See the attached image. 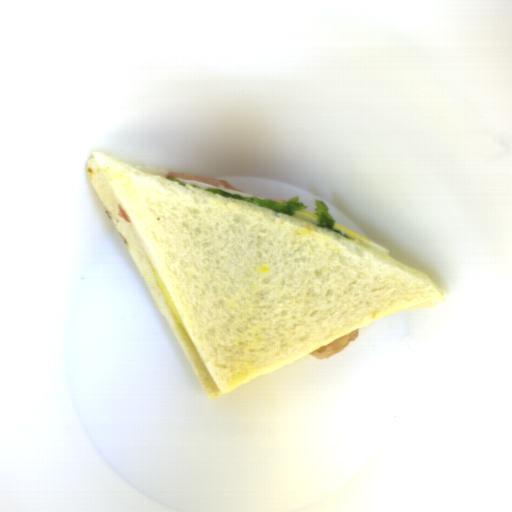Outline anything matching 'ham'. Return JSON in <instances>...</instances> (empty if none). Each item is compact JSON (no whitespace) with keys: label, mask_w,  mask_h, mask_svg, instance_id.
<instances>
[{"label":"ham","mask_w":512,"mask_h":512,"mask_svg":"<svg viewBox=\"0 0 512 512\" xmlns=\"http://www.w3.org/2000/svg\"><path fill=\"white\" fill-rule=\"evenodd\" d=\"M359 336V329L349 332L346 335L340 337L339 339L335 340L331 344L322 347L316 351H313L310 353L313 357L316 359H326L329 357H332L344 349L347 348L348 344L352 342L353 340H356Z\"/></svg>","instance_id":"37f43c06"},{"label":"ham","mask_w":512,"mask_h":512,"mask_svg":"<svg viewBox=\"0 0 512 512\" xmlns=\"http://www.w3.org/2000/svg\"><path fill=\"white\" fill-rule=\"evenodd\" d=\"M274 203H288L289 201L283 199H268Z\"/></svg>","instance_id":"4e895bc4"},{"label":"ham","mask_w":512,"mask_h":512,"mask_svg":"<svg viewBox=\"0 0 512 512\" xmlns=\"http://www.w3.org/2000/svg\"><path fill=\"white\" fill-rule=\"evenodd\" d=\"M168 176H172L175 179L182 178V179L191 180V181H195V182H199V183H210V184H213L218 187H223V188H227L230 190L244 192L243 190H239L236 187H234L233 185H231L227 180L212 178V177H208V176H197V175H193V174H188V173H184V172H176V171H168L164 177L167 178Z\"/></svg>","instance_id":"09b19980"},{"label":"ham","mask_w":512,"mask_h":512,"mask_svg":"<svg viewBox=\"0 0 512 512\" xmlns=\"http://www.w3.org/2000/svg\"><path fill=\"white\" fill-rule=\"evenodd\" d=\"M118 210L119 212L117 213V216H119L120 218H122L123 220H125L126 222L128 223H131V220L130 218L127 216V214L125 213L122 205H119L118 206Z\"/></svg>","instance_id":"d13d27c6"}]
</instances>
